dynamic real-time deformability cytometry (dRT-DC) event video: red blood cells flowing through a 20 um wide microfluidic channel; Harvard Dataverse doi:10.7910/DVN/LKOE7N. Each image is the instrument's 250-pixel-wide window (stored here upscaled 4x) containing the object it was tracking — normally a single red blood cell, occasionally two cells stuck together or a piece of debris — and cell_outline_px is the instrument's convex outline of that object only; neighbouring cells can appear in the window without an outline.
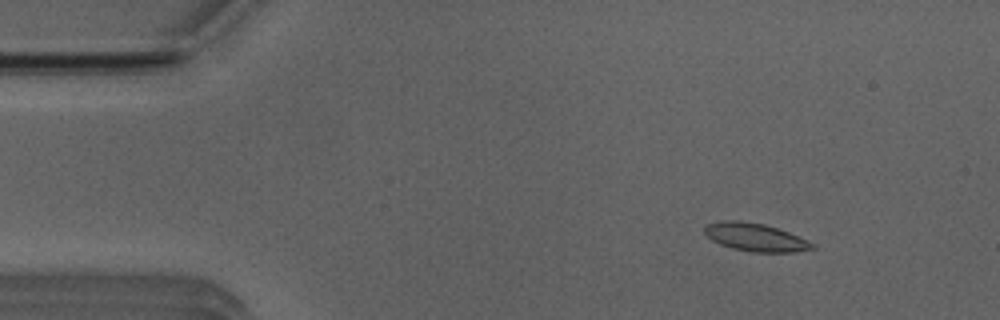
{"species": "Egyptian fruit bat (a non-hibernating species)", "species_latin": "Rousettus aegyptiacus", "temperature_condition": "room temperature", "stored_images_in_passage": 53, "camera_frame_rate_fps": 3000, "um_per_image_px": 0.085, "animal": {"sex": "male"}, "frame": {"image": 1, "passage_image": 7, "time_ms": 2.0, "image_size_px": [1000, 320], "cell_outline_px": [[816, 248], [796, 252], [752, 252], [732, 248], [720, 244], [712, 240], [704, 232], [704, 228], [708, 224], [720, 220], [740, 220], [764, 224], [788, 232], [808, 240], [816, 244]], "centroid_in_image_um": [64.22, 20.16], "position_along_channel_um": 20.8, "area_um2": 17.63}}
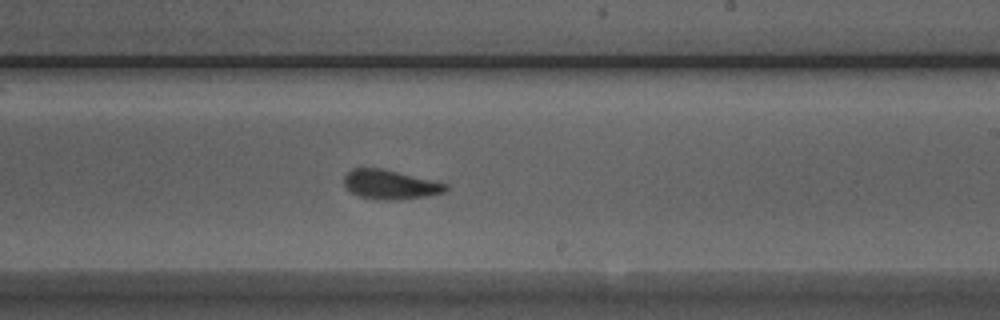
{"frame": {"image": 2, "passage_image": 31, "time_ms": 10.0, "image_size_px": [1000, 320], "cell_outline_px": [[448, 188], [444, 192], [424, 196], [400, 200], [376, 200], [360, 196], [352, 192], [344, 184], [344, 176], [352, 168], [380, 168], [448, 184]], "centroid_in_image_um": [33.14, 15.69], "position_along_channel_um": 255.9, "area_um2": 17.11}}
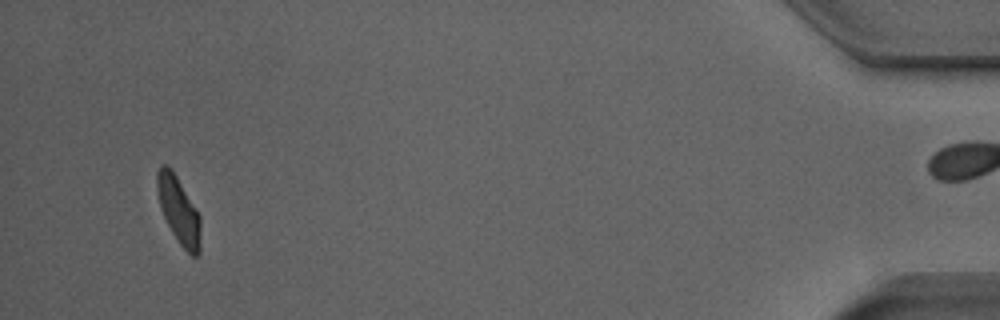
{"frame": {"image": 3, "passage_image": 50, "time_ms": 16.333, "image_size_px": [1000, 320], "cell_outline_px": [[200, 252], [196, 256], [192, 256], [180, 244], [172, 232], [164, 216], [160, 204], [156, 188], [156, 172], [164, 164], [168, 164], [172, 168], [196, 208], [200, 216]], "centroid_in_image_um": [15.19, 17.84], "position_along_channel_um": 420.0, "area_um2": 16.88}, "authors_computed_cell_mechanics": {"area_um2": 17.629, "velocity_mm_per_s": 3.9159, "shape_relaxation_time_tau1_ms": 3.859, "shape_relaxation_time_tau2_ms": 1.5757, "deformation_change_tau1": 0.1399, "deformation_change_tau2": 0.0793}}